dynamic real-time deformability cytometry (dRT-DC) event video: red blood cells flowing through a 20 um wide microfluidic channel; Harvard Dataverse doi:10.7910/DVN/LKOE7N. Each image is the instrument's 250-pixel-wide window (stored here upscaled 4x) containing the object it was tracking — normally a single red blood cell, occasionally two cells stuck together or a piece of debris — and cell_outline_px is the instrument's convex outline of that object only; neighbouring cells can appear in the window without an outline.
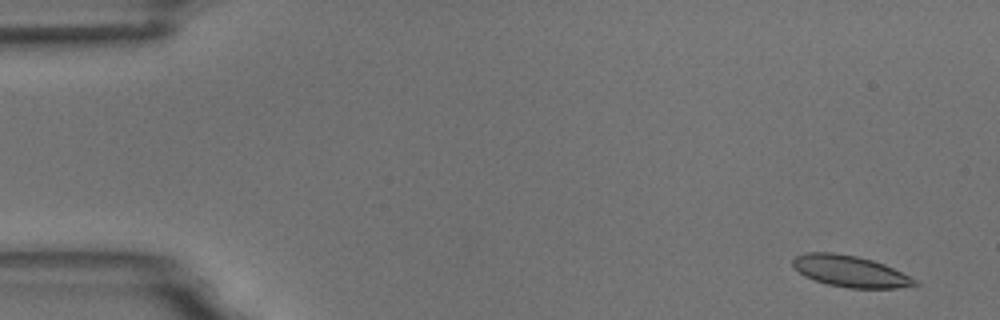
{"species": "common noctule bat (a hibernating species)", "species_latin": "Nyctalus noctula", "temperature_condition": "room temperature", "stored_images_in_passage": 8, "camera_frame_rate_fps": 3000, "um_per_image_px": 0.085, "animal": {"sex": "male", "body_mass_g": 18.8}, "frame": {"image": 1, "passage_image": 1, "time_ms": 0.0, "image_size_px": [1000, 320], "cell_outline_px": [[920, 284], [916, 288], [848, 288], [828, 284], [812, 280], [804, 276], [792, 264], [792, 260], [796, 256], [804, 252], [832, 252], [856, 256], [872, 260], [884, 264], [920, 280]], "centroid_in_image_um": [72.35, 23.08], "position_along_channel_um": 12.7, "area_um2": 22.72}}
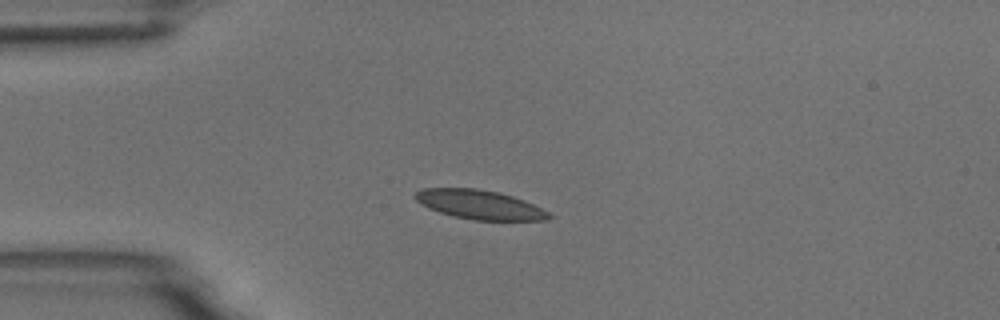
{"frame": {"image": 2, "passage_image": 4, "time_ms": 3.667, "image_size_px": [1000, 320], "cell_outline_px": [[552, 216], [548, 220], [472, 220], [452, 216], [428, 208], [420, 204], [412, 196], [416, 192], [424, 188], [476, 188], [496, 192], [512, 196], [524, 200], [548, 212]], "centroid_in_image_um": [40.72, 17.39], "position_along_channel_um": 44.3, "area_um2": 22.66}}